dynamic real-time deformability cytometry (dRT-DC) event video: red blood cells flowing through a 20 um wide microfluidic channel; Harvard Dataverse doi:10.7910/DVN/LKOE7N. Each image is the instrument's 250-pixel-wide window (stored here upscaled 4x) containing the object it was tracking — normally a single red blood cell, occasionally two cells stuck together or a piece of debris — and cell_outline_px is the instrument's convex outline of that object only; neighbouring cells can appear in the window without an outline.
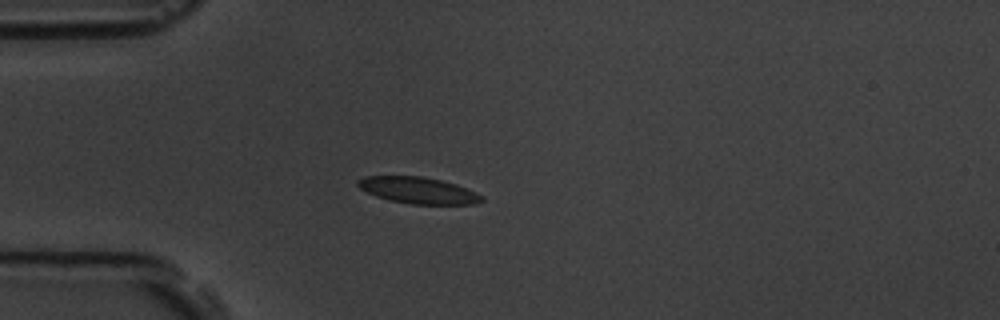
{"species": "common noctule bat (a hibernating species)", "species_latin": "Nyctalus noctula", "temperature_condition": "room temperature", "stored_images_in_passage": 4, "camera_frame_rate_fps": 3000, "um_per_image_px": 0.085, "animal": {"sex": "male", "body_mass_g": 19.5, "forearm_length_mm": 54.6}, "frame": {"image": 1, "passage_image": 3, "time_ms": 2.333, "image_size_px": [1000, 320], "cell_outline_px": [[484, 200], [472, 204], [408, 204], [388, 200], [376, 196], [360, 188], [356, 184], [356, 180], [364, 176], [420, 176], [440, 180], [456, 184], [476, 192], [484, 196]], "centroid_in_image_um": [35.53, 16.18], "position_along_channel_um": 49.5, "area_um2": 19.13}}